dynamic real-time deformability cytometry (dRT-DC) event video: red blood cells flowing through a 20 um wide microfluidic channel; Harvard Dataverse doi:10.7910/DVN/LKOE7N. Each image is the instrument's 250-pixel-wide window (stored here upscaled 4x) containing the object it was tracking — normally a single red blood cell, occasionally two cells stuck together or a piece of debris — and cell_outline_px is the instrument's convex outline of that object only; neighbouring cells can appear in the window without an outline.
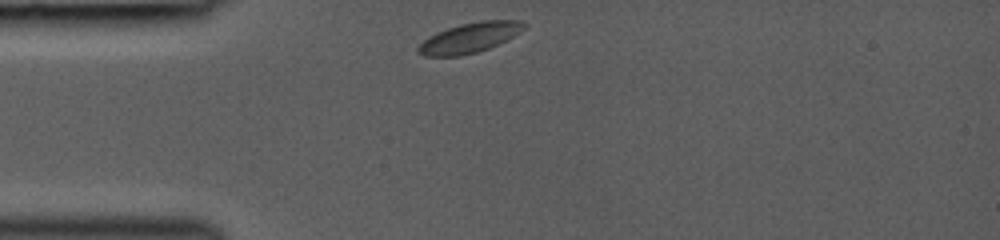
{"species": "common noctule bat (a hibernating species)", "species_latin": "Nyctalus noctula", "temperature_condition": "room temperature", "stored_images_in_passage": 6, "camera_frame_rate_fps": 3000, "um_per_image_px": 0.085, "animal": {"sex": "female", "body_mass_g": 19.0, "forearm_length_mm": 53.3}, "frame": {"image": 1, "passage_image": 1, "time_ms": 0.0, "image_size_px": [1000, 240], "cell_outline_px": [[528, 24], [520, 32], [488, 48], [476, 52], [460, 56], [424, 56], [416, 52], [416, 48], [428, 36], [436, 32], [460, 24], [480, 20], [520, 20]], "centroid_in_image_um": [39.88, 3.2], "position_along_channel_um": 45.1, "area_um2": 18.44}}